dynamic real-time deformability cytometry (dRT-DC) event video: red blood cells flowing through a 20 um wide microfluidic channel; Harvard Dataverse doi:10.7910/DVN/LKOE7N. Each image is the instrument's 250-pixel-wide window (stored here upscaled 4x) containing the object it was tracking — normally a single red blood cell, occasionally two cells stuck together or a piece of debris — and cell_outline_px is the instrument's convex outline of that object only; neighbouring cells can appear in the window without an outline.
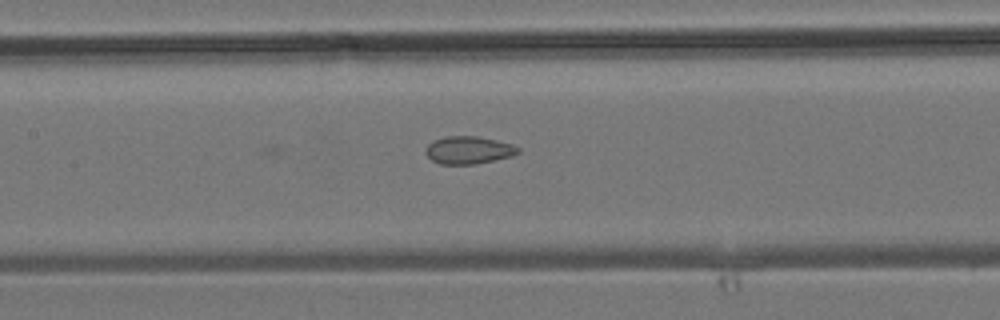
{"species": "common noctule bat (a hibernating species)", "species_latin": "Nyctalus noctula", "temperature_condition": "room temperature", "stored_images_in_passage": 11, "camera_frame_rate_fps": 3000, "um_per_image_px": 0.085, "animal": {"sex": "male", "body_mass_g": 19.2, "forearm_length_mm": 51.8}, "frame": {"image": 1, "passage_image": 11, "time_ms": 3.333, "image_size_px": [1000, 320], "cell_outline_px": [[520, 152], [512, 156], [476, 164], [440, 164], [432, 160], [424, 152], [424, 148], [432, 140], [444, 136], [480, 136], [512, 144], [520, 148]], "centroid_in_image_um": [39.81, 12.75], "position_along_channel_um": 167.6, "area_um2": 15.09}}